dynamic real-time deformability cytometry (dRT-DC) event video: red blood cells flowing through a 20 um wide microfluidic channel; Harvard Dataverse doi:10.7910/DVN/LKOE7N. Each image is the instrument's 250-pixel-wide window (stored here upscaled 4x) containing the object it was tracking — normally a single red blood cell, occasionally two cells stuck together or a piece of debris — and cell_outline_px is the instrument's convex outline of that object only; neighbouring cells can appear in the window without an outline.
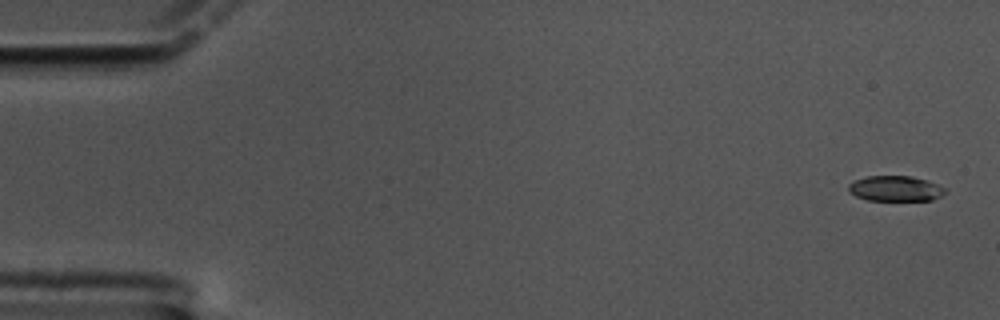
{"species": "common noctule bat (a hibernating species)", "species_latin": "Nyctalus noctula", "temperature_condition": "cold", "stored_images_in_passage": 59, "camera_frame_rate_fps": 3000, "um_per_image_px": 0.085, "animal": {"sex": "male", "body_mass_g": 17.5, "forearm_length_mm": 52.3}, "frame": {"image": 1, "passage_image": 1, "time_ms": 0.0, "image_size_px": [1000, 320], "cell_outline_px": [[944, 192], [940, 196], [932, 200], [868, 200], [856, 196], [848, 192], [848, 184], [856, 180], [868, 176], [912, 176], [928, 180], [944, 188]], "centroid_in_image_um": [76.08, 16.02], "position_along_channel_um": 8.9, "area_um2": 14.16}}
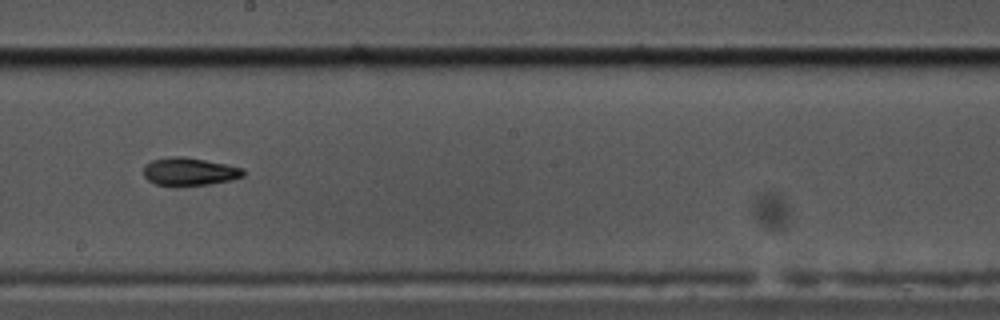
{"frame": {"image": 2, "passage_image": 33, "time_ms": 10.667, "image_size_px": [1000, 320], "cell_outline_px": [[244, 176], [232, 180], [208, 184], [156, 184], [148, 180], [144, 176], [144, 164], [152, 160], [172, 156], [184, 156], [244, 168]], "centroid_in_image_um": [16.1, 14.56], "position_along_channel_um": 232.1, "area_um2": 15.84}}
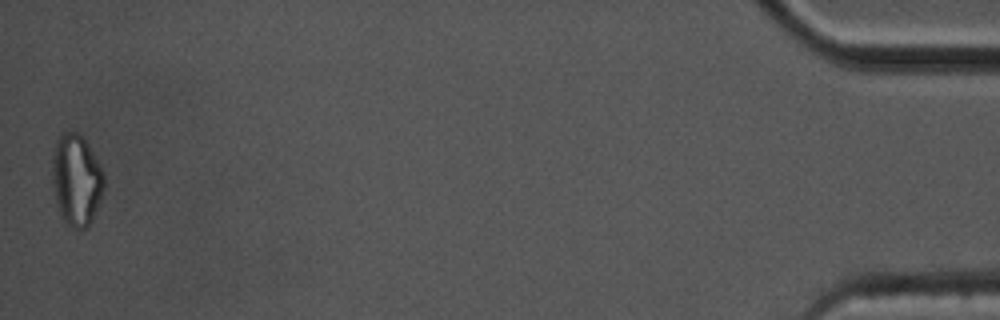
{"frame": {"image": 3, "passage_image": 59, "time_ms": 19.333, "image_size_px": [1000, 320], "cell_outline_px": [[104, 188], [100, 200], [88, 228], [72, 228], [64, 220], [56, 204], [52, 184], [52, 156], [56, 140], [64, 132], [76, 132], [88, 144], [104, 176]], "centroid_in_image_um": [6.47, 15.31], "position_along_channel_um": 428.7, "area_um2": 27.28}, "authors_computed_cell_mechanics": {"area_um2": 15.8372, "velocity_mm_per_s": 3.343, "shape_relaxation_time_tau1_ms": null, "shape_relaxation_time_tau2_ms": 9.2888, "deformation_change_tau1": null, "deformation_change_tau2": 0.1761}}